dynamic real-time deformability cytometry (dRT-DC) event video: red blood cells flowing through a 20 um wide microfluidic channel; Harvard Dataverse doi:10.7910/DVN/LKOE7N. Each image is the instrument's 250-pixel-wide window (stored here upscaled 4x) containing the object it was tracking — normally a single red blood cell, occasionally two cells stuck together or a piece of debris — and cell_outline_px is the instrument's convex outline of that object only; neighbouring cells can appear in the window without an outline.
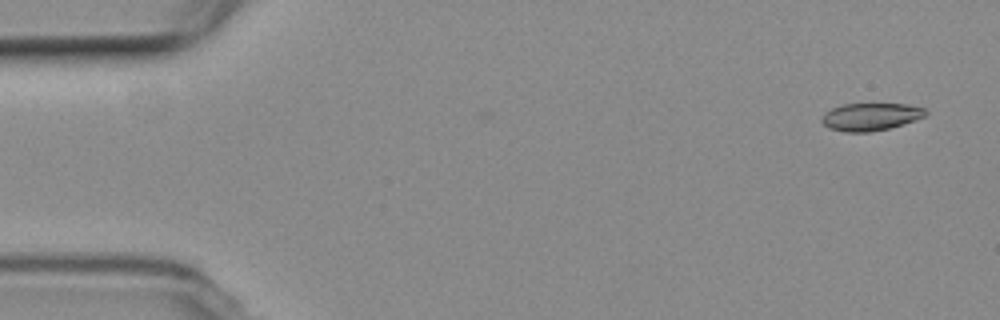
{"species": "common noctule bat (a hibernating species)", "species_latin": "Nyctalus noctula", "temperature_condition": "room temperature", "stored_images_in_passage": 5, "camera_frame_rate_fps": 3000, "um_per_image_px": 0.085, "animal": {"sex": "female", "body_mass_g": 19.3, "forearm_length_mm": 54.1}, "frame": {"image": 1, "passage_image": 1, "time_ms": 0.0, "image_size_px": [1000, 320], "cell_outline_px": [[928, 112], [924, 116], [916, 120], [904, 124], [888, 128], [868, 132], [844, 132], [828, 128], [820, 120], [824, 112], [832, 108], [844, 104], [904, 104], [924, 108]], "centroid_in_image_um": [73.97, 9.93], "position_along_channel_um": 11.0, "area_um2": 16.65}}
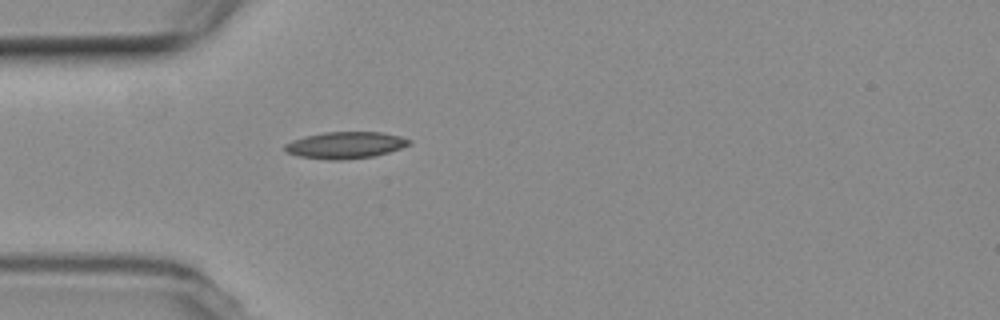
{"frame": {"image": 2, "passage_image": 5, "time_ms": 4.667, "image_size_px": [1000, 320], "cell_outline_px": [[412, 144], [388, 152], [372, 156], [340, 160], [332, 160], [300, 156], [288, 152], [284, 148], [284, 144], [292, 140], [304, 136], [324, 132], [380, 132], [400, 136], [412, 140]], "centroid_in_image_um": [29.37, 12.32], "position_along_channel_um": 55.6, "area_um2": 19.19}}